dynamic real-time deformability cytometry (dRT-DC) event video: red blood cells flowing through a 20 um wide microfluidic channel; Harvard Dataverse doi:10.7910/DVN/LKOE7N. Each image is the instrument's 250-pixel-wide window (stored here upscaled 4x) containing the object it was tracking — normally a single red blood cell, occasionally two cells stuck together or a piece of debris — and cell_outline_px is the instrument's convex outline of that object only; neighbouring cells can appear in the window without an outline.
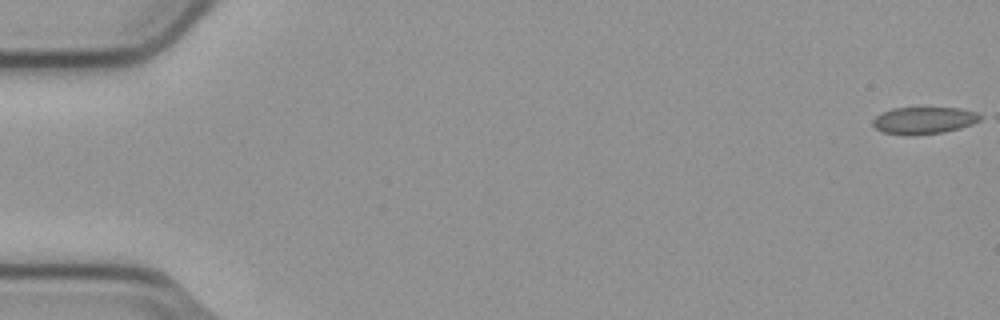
{"species": "common noctule bat (a hibernating species)", "species_latin": "Nyctalus noctula", "temperature_condition": "cold", "stored_images_in_passage": 7, "camera_frame_rate_fps": 3000, "um_per_image_px": 0.085, "animal": {"sex": "male", "body_mass_g": 23.1, "forearm_length_mm": 52.7}, "frame": {"image": 1, "passage_image": 1, "time_ms": 0.0, "image_size_px": [1000, 320], "cell_outline_px": [[984, 116], [980, 120], [972, 124], [960, 128], [944, 132], [912, 136], [908, 136], [884, 132], [876, 128], [872, 124], [872, 120], [876, 116], [892, 108], [960, 108], [976, 112]], "centroid_in_image_um": [78.55, 10.24], "position_along_channel_um": 6.5, "area_um2": 16.99}}
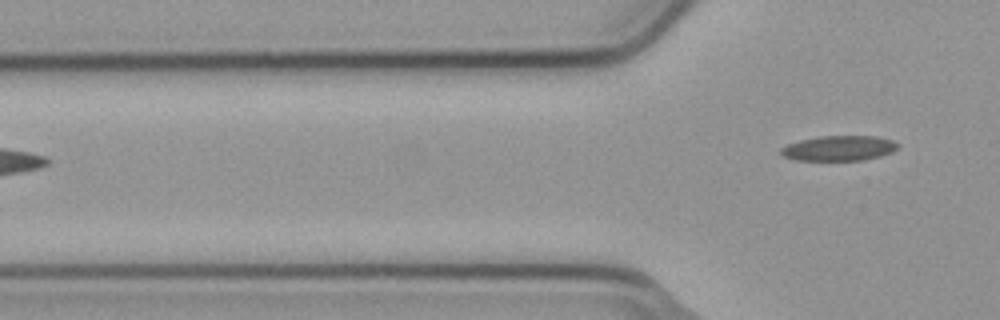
{"frame": {"image": 2, "passage_image": 7, "time_ms": 2.0, "image_size_px": [1000, 320], "cell_outline_px": [[900, 148], [892, 152], [880, 156], [864, 160], [796, 160], [784, 156], [780, 152], [780, 148], [788, 144], [800, 140], [820, 136], [872, 136], [892, 140], [900, 144]], "centroid_in_image_um": [71.34, 12.6], "position_along_channel_um": 54.5, "area_um2": 17.11}}